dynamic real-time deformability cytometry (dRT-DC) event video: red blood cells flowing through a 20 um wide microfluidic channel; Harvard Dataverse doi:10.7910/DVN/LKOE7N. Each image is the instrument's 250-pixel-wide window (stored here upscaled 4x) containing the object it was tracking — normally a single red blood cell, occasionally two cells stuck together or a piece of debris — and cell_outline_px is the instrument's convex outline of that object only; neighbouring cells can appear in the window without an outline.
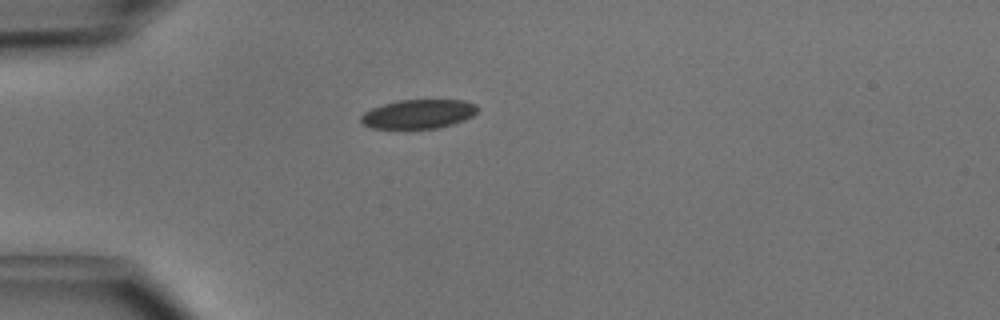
{"species": "common noctule bat (a hibernating species)", "species_latin": "Nyctalus noctula", "temperature_condition": "cold", "stored_images_in_passage": 37, "camera_frame_rate_fps": 3000, "um_per_image_px": 0.085, "animal": {"sex": "male", "body_mass_g": 15.6}, "frame": {"image": 1, "passage_image": 1, "time_ms": 0.0, "image_size_px": [1000, 320], "cell_outline_px": [[480, 108], [472, 116], [464, 120], [440, 128], [372, 128], [364, 124], [360, 120], [360, 116], [364, 112], [372, 108], [384, 104], [400, 100], [464, 100], [476, 104]], "centroid_in_image_um": [35.59, 9.69], "position_along_channel_um": 49.4, "area_um2": 19.71}}
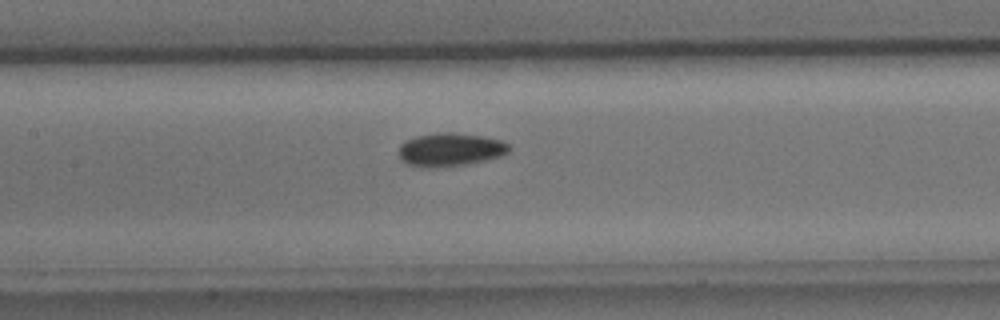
{"frame": {"image": 2, "passage_image": 11, "time_ms": 3.333, "image_size_px": [1000, 320], "cell_outline_px": [[512, 148], [504, 156], [464, 164], [424, 168], [408, 164], [400, 160], [396, 152], [400, 144], [404, 140], [416, 136], [436, 132], [456, 132], [484, 136], [504, 140]], "centroid_in_image_um": [38.25, 12.69], "position_along_channel_um": 169.1, "area_um2": 21.91}}
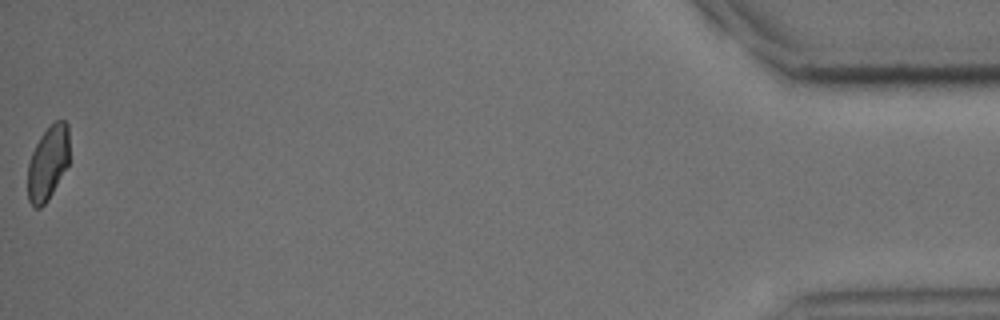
{"frame": {"image": 3, "passage_image": 37, "time_ms": 12.0, "image_size_px": [1000, 320], "cell_outline_px": [[68, 164], [48, 200], [40, 208], [36, 208], [28, 200], [28, 160], [40, 136], [56, 120], [64, 120], [68, 124]], "centroid_in_image_um": [4.06, 13.85], "position_along_channel_um": 431.1, "area_um2": 17.8}, "authors_computed_cell_mechanics": {"area_um2": 19.8832, "velocity_mm_per_s": 4.0479, "shape_relaxation_time_tau1_ms": 2.1528, "shape_relaxation_time_tau2_ms": 6.139, "deformation_change_tau1": 0.0723, "deformation_change_tau2": 0.0837}}